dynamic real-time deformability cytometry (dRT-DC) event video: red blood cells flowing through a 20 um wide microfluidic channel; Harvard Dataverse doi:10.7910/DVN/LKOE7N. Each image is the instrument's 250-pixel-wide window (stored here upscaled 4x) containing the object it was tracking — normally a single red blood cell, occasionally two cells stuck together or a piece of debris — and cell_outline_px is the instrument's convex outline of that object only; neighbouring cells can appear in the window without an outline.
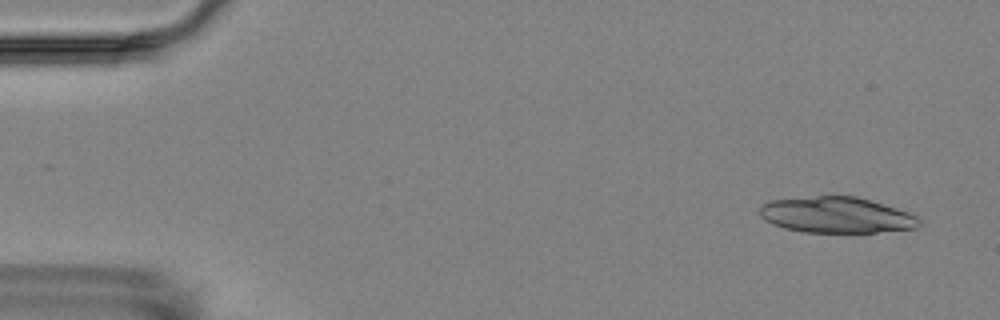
{"species": "Egyptian fruit bat (a non-hibernating species)", "species_latin": "Rousettus aegyptiacus", "temperature_condition": "room temperature", "stored_images_in_passage": 6, "camera_frame_rate_fps": 3000, "um_per_image_px": 0.085, "animal": {"sex": "female"}, "frame": {"image": 1, "passage_image": 1, "time_ms": 0.0, "image_size_px": [1000, 320], "cell_outline_px": [[920, 224], [916, 228], [876, 232], [804, 232], [784, 228], [764, 220], [760, 216], [760, 204], [768, 200], [816, 196], [856, 196], [908, 212], [916, 216], [920, 220]], "centroid_in_image_um": [71.05, 18.27], "position_along_channel_um": 14.0, "area_um2": 33.29}}